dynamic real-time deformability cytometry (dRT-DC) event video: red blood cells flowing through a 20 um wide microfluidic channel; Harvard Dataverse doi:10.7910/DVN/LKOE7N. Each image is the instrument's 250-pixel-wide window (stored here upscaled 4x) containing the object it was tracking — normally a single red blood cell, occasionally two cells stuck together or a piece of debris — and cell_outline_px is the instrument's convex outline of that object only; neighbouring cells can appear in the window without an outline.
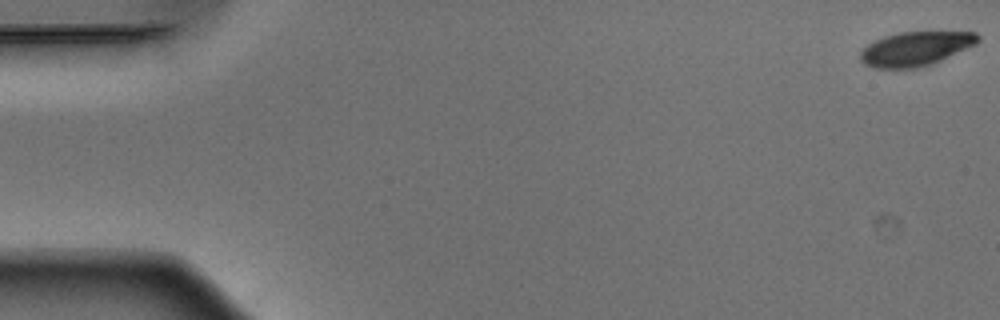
{"species": "Egyptian fruit bat (a non-hibernating species)", "species_latin": "Rousettus aegyptiacus", "temperature_condition": "warm", "stored_images_in_passage": 53, "camera_frame_rate_fps": 3000, "um_per_image_px": 0.085, "animal": {"sex": "male"}, "frame": {"image": 1, "passage_image": 1, "time_ms": 0.0, "image_size_px": [1000, 320], "cell_outline_px": [[980, 40], [976, 44], [932, 64], [916, 68], [872, 68], [864, 64], [860, 60], [860, 52], [868, 44], [884, 36], [900, 32], [976, 32], [980, 36]], "centroid_in_image_um": [77.81, 4.14], "position_along_channel_um": 7.2, "area_um2": 23.35}}
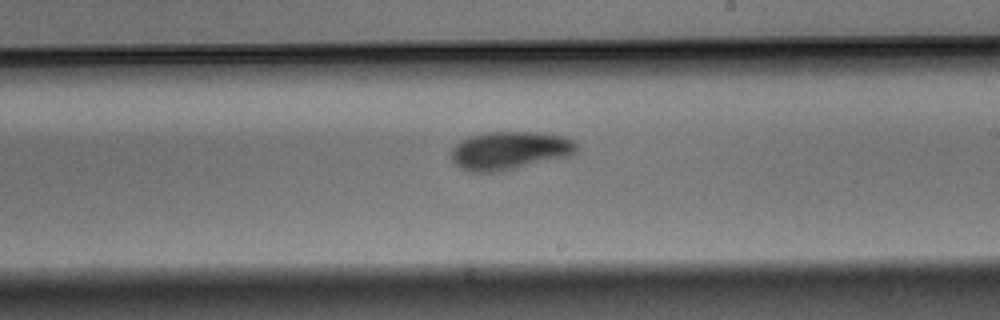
{"frame": {"image": 2, "passage_image": 31, "time_ms": 10.0, "image_size_px": [1000, 320], "cell_outline_px": [[576, 152], [568, 156], [504, 172], [472, 172], [460, 168], [452, 160], [452, 148], [460, 140], [472, 136], [488, 132], [536, 132], [564, 136], [572, 140], [576, 144]], "centroid_in_image_um": [43.31, 12.81], "position_along_channel_um": 245.7, "area_um2": 27.98}}
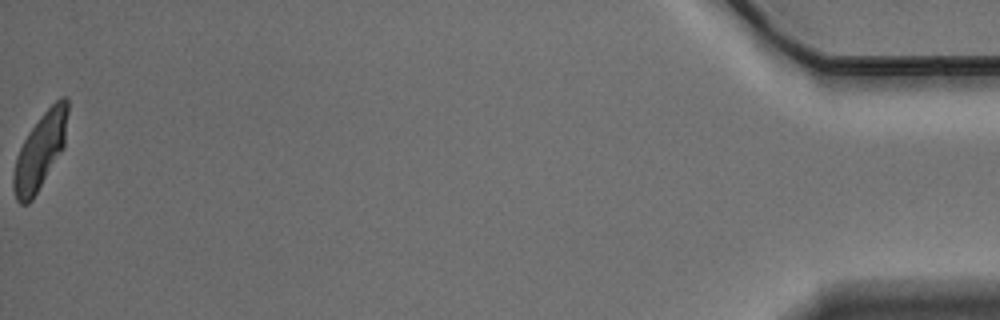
{"frame": {"image": 3, "passage_image": 53, "time_ms": 17.333, "image_size_px": [1000, 320], "cell_outline_px": [[68, 112], [64, 148], [32, 200], [28, 204], [20, 204], [16, 200], [12, 184], [12, 176], [16, 156], [28, 132], [40, 116], [60, 96], [68, 96]], "centroid_in_image_um": [3.41, 12.83], "position_along_channel_um": 431.8, "area_um2": 24.1}, "authors_computed_cell_mechanics": {"area_um2": 26.1256, "velocity_mm_per_s": 3.8764, "shape_relaxation_time_tau1_ms": 2.3388, "shape_relaxation_time_tau2_ms": 5.6759, "deformation_change_tau1": 0.1306, "deformation_change_tau2": 0.0991}}